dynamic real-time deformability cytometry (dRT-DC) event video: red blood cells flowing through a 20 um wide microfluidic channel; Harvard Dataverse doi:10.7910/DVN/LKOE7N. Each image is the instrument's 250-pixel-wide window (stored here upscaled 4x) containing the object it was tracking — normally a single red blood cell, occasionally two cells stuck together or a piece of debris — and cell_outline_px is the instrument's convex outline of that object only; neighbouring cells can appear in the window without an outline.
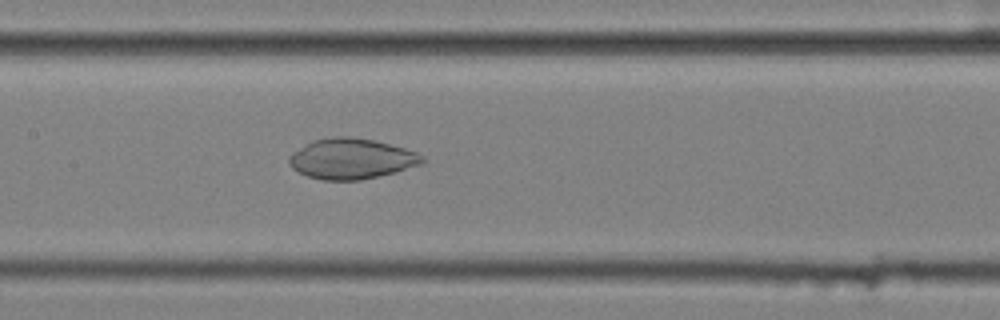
{"species": "common noctule bat (a hibernating species)", "species_latin": "Nyctalus noctula", "temperature_condition": "cold", "stored_images_in_passage": 53, "camera_frame_rate_fps": 3000, "um_per_image_px": 0.085, "animal": {"sex": "female", "body_mass_g": 25.1}, "frame": {"image": 1, "passage_image": 28, "time_ms": 9.0, "image_size_px": [1000, 320], "cell_outline_px": [[424, 160], [420, 164], [396, 172], [360, 180], [324, 180], [308, 176], [292, 168], [288, 160], [288, 156], [292, 152], [312, 140], [332, 136], [352, 136], [372, 140], [404, 148], [416, 152], [424, 156]], "centroid_in_image_um": [29.84, 13.48], "position_along_channel_um": 177.6, "area_um2": 31.33}}
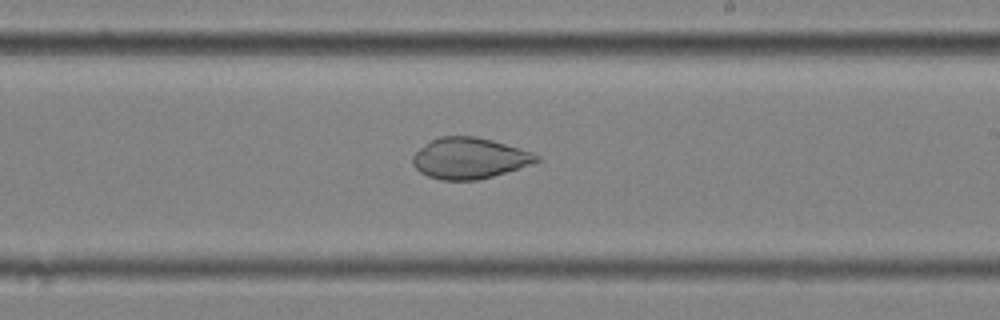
{"frame": {"image": 2, "passage_image": 34, "time_ms": 11.0, "image_size_px": [1000, 320], "cell_outline_px": [[540, 160], [520, 168], [492, 176], [476, 180], [440, 180], [428, 176], [420, 172], [412, 164], [412, 156], [420, 148], [432, 140], [440, 136], [476, 136], [492, 140], [532, 152], [540, 156]], "centroid_in_image_um": [39.89, 13.45], "position_along_channel_um": 249.1, "area_um2": 29.42}}
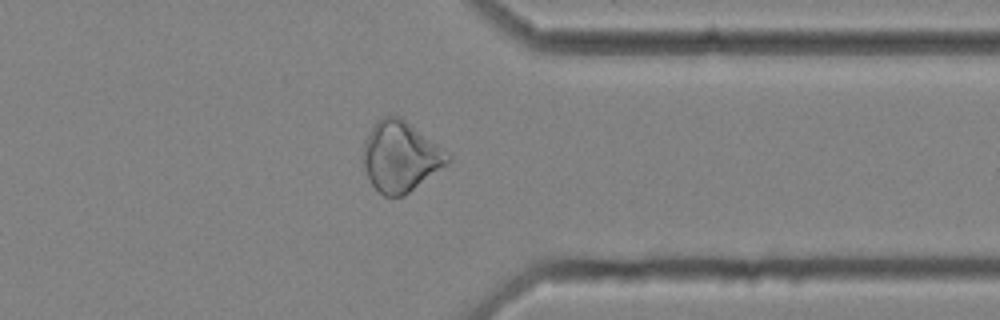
{"frame": {"image": 3, "passage_image": 45, "time_ms": 14.667, "image_size_px": [1000, 320], "cell_outline_px": [[452, 160], [448, 164], [404, 196], [384, 196], [372, 184], [368, 176], [364, 164], [364, 140], [376, 120], [384, 116], [400, 116], [448, 152], [452, 156]], "centroid_in_image_um": [34.06, 13.3], "position_along_channel_um": 377.3, "area_um2": 34.39}}